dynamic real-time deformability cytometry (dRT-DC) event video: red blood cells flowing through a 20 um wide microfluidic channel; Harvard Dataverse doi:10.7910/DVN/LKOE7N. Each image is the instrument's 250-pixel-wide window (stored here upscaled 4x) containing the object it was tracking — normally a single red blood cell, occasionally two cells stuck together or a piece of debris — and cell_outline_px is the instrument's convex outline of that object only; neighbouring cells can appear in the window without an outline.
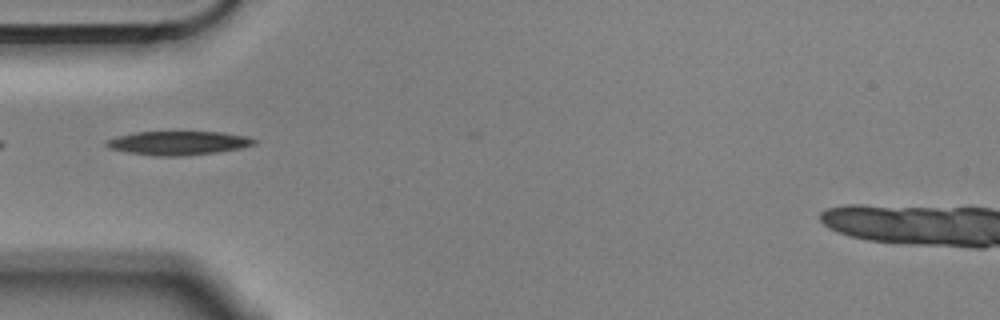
{"species": "Egyptian fruit bat (a non-hibernating species)", "species_latin": "Rousettus aegyptiacus", "temperature_condition": "cold", "stored_images_in_passage": 3, "camera_frame_rate_fps": 3000, "um_per_image_px": 0.085, "animal": {"sex": "male"}, "frame": {"image": 1, "passage_image": 2, "time_ms": 0.333, "image_size_px": [1000, 320], "cell_outline_px": [[256, 144], [240, 148], [216, 152], [184, 156], [156, 156], [128, 152], [108, 148], [104, 144], [108, 140], [120, 136], [136, 132], [220, 132], [248, 136], [256, 140]], "centroid_in_image_um": [15.18, 12.16], "position_along_channel_um": 69.8, "area_um2": 20.35}}
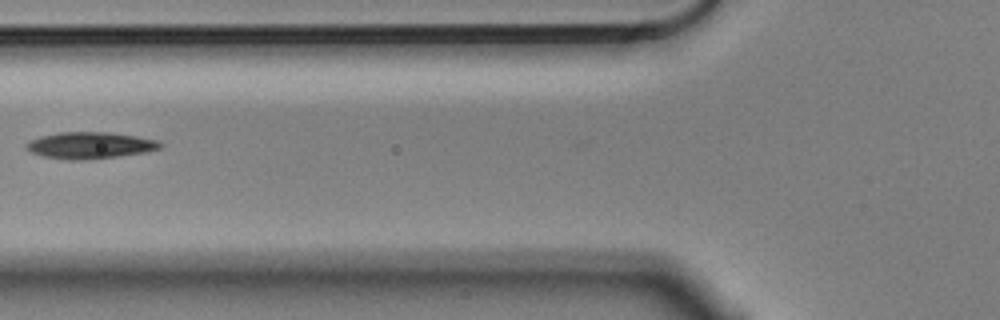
{"frame": {"image": 2, "passage_image": 3, "time_ms": 0.667, "image_size_px": [1000, 320], "cell_outline_px": [[164, 144], [160, 148], [144, 152], [116, 156], [80, 160], [72, 160], [44, 156], [32, 152], [24, 148], [24, 144], [28, 140], [40, 136], [56, 132], [108, 132], [136, 136], [156, 140]], "centroid_in_image_um": [7.59, 12.34], "position_along_channel_um": 118.2, "area_um2": 20.63}}